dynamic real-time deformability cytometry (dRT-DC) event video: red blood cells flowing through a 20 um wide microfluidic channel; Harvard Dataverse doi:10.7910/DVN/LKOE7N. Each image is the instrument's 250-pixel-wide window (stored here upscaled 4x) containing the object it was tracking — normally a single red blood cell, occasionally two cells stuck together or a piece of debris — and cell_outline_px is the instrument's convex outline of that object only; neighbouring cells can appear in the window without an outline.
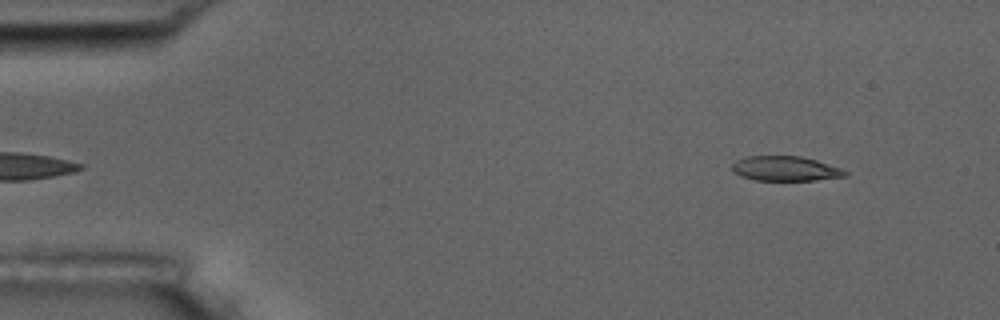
{"species": "common noctule bat (a hibernating species)", "species_latin": "Nyctalus noctula", "temperature_condition": "room temperature", "stored_images_in_passage": 5, "segment_of_instrument_passage": [2, 2], "camera_frame_rate_fps": 3000, "um_per_image_px": 0.085, "animal": {"sex": "male", "body_mass_g": 17.5, "forearm_length_mm": 52.3}, "frame": {"image": 1, "passage_image": 5, "time_ms": 5.667, "image_size_px": [1000, 320], "cell_outline_px": [[848, 176], [816, 180], [756, 180], [740, 176], [732, 172], [732, 164], [736, 160], [748, 156], [800, 156], [816, 160], [840, 168], [848, 172]], "centroid_in_image_um": [66.74, 14.33], "position_along_channel_um": 18.3, "area_um2": 16.3}}